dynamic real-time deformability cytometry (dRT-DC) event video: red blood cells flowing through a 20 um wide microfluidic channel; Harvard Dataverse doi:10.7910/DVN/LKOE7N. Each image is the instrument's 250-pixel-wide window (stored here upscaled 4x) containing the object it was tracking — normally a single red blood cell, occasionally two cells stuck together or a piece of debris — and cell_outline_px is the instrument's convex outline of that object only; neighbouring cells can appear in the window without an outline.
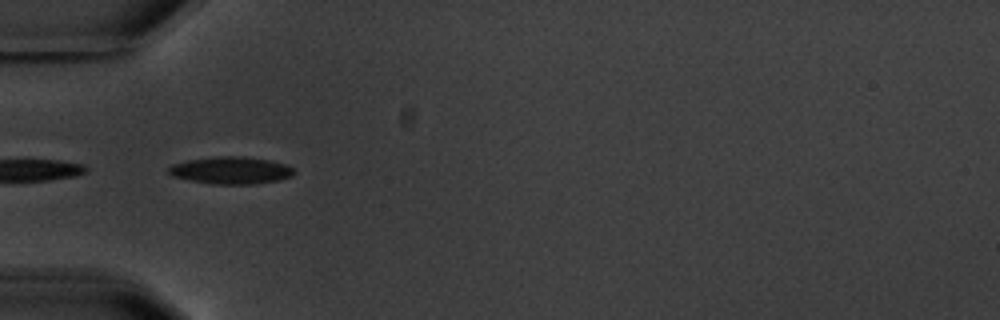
{"species": "common noctule bat (a hibernating species)", "species_latin": "Nyctalus noctula", "temperature_condition": "warm", "stored_images_in_passage": 7, "camera_frame_rate_fps": 3000, "um_per_image_px": 0.085, "animal": {"sex": "male", "body_mass_g": 20.1, "forearm_length_mm": 53.5}, "frame": {"image": 1, "passage_image": 6, "time_ms": 6.0, "image_size_px": [1000, 320], "cell_outline_px": [[296, 172], [292, 176], [280, 180], [252, 184], [212, 184], [172, 176], [168, 172], [168, 168], [172, 164], [188, 160], [216, 156], [240, 156], [268, 160], [288, 164]], "centroid_in_image_um": [19.66, 14.48], "position_along_channel_um": 65.3, "area_um2": 19.88}}
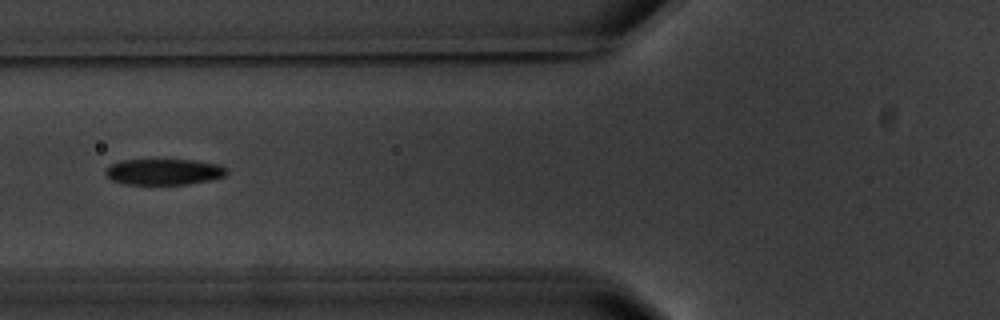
{"frame": {"image": 2, "passage_image": 7, "time_ms": 7.333, "image_size_px": [1000, 320], "cell_outline_px": [[228, 172], [224, 176], [208, 180], [188, 184], [128, 184], [112, 180], [104, 172], [112, 164], [120, 160], [196, 160], [220, 164]], "centroid_in_image_um": [13.95, 14.6], "position_along_channel_um": 111.9, "area_um2": 18.15}}